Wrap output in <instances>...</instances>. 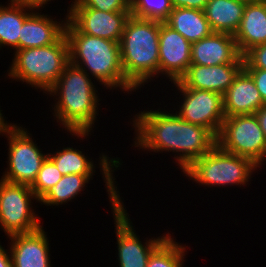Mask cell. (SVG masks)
<instances>
[{"label": "cell", "mask_w": 266, "mask_h": 267, "mask_svg": "<svg viewBox=\"0 0 266 267\" xmlns=\"http://www.w3.org/2000/svg\"><path fill=\"white\" fill-rule=\"evenodd\" d=\"M234 38L241 55L256 45L266 43V4L264 2L246 3L240 27Z\"/></svg>", "instance_id": "d6986e66"}, {"label": "cell", "mask_w": 266, "mask_h": 267, "mask_svg": "<svg viewBox=\"0 0 266 267\" xmlns=\"http://www.w3.org/2000/svg\"><path fill=\"white\" fill-rule=\"evenodd\" d=\"M14 126L4 136L8 138V168L1 177L11 183L31 186L35 181L38 171L48 157L42 153L27 129ZM30 135V136H29Z\"/></svg>", "instance_id": "30bf717a"}, {"label": "cell", "mask_w": 266, "mask_h": 267, "mask_svg": "<svg viewBox=\"0 0 266 267\" xmlns=\"http://www.w3.org/2000/svg\"><path fill=\"white\" fill-rule=\"evenodd\" d=\"M165 23L191 43L213 33L204 11L198 9L173 8Z\"/></svg>", "instance_id": "44dd1931"}, {"label": "cell", "mask_w": 266, "mask_h": 267, "mask_svg": "<svg viewBox=\"0 0 266 267\" xmlns=\"http://www.w3.org/2000/svg\"><path fill=\"white\" fill-rule=\"evenodd\" d=\"M257 166L252 160L223 150L216 144L209 152L193 160L182 172L190 180L210 187L247 185Z\"/></svg>", "instance_id": "52a82bcc"}, {"label": "cell", "mask_w": 266, "mask_h": 267, "mask_svg": "<svg viewBox=\"0 0 266 267\" xmlns=\"http://www.w3.org/2000/svg\"><path fill=\"white\" fill-rule=\"evenodd\" d=\"M170 112L152 109L135 114L132 120L136 134L134 146L149 152L178 153L174 158L183 171L193 160L209 152L217 139L208 129Z\"/></svg>", "instance_id": "6da1fadb"}, {"label": "cell", "mask_w": 266, "mask_h": 267, "mask_svg": "<svg viewBox=\"0 0 266 267\" xmlns=\"http://www.w3.org/2000/svg\"><path fill=\"white\" fill-rule=\"evenodd\" d=\"M119 44L125 79L136 90L159 77V21L131 15Z\"/></svg>", "instance_id": "277c9868"}, {"label": "cell", "mask_w": 266, "mask_h": 267, "mask_svg": "<svg viewBox=\"0 0 266 267\" xmlns=\"http://www.w3.org/2000/svg\"><path fill=\"white\" fill-rule=\"evenodd\" d=\"M0 267H13L10 250L4 249L0 245Z\"/></svg>", "instance_id": "1f68e13d"}, {"label": "cell", "mask_w": 266, "mask_h": 267, "mask_svg": "<svg viewBox=\"0 0 266 267\" xmlns=\"http://www.w3.org/2000/svg\"><path fill=\"white\" fill-rule=\"evenodd\" d=\"M192 43L165 22L159 21V74L175 82L191 64Z\"/></svg>", "instance_id": "4fadbf2b"}, {"label": "cell", "mask_w": 266, "mask_h": 267, "mask_svg": "<svg viewBox=\"0 0 266 267\" xmlns=\"http://www.w3.org/2000/svg\"><path fill=\"white\" fill-rule=\"evenodd\" d=\"M226 117L255 114L263 105L253 78L242 69L223 95Z\"/></svg>", "instance_id": "e0dca14e"}, {"label": "cell", "mask_w": 266, "mask_h": 267, "mask_svg": "<svg viewBox=\"0 0 266 267\" xmlns=\"http://www.w3.org/2000/svg\"><path fill=\"white\" fill-rule=\"evenodd\" d=\"M255 116L257 117L260 127L266 138V104H264L258 111L255 112Z\"/></svg>", "instance_id": "836d02e7"}, {"label": "cell", "mask_w": 266, "mask_h": 267, "mask_svg": "<svg viewBox=\"0 0 266 267\" xmlns=\"http://www.w3.org/2000/svg\"><path fill=\"white\" fill-rule=\"evenodd\" d=\"M254 80L255 85L266 104V70L263 69H244Z\"/></svg>", "instance_id": "f546056e"}, {"label": "cell", "mask_w": 266, "mask_h": 267, "mask_svg": "<svg viewBox=\"0 0 266 267\" xmlns=\"http://www.w3.org/2000/svg\"><path fill=\"white\" fill-rule=\"evenodd\" d=\"M169 236L151 255L147 267H182L186 247Z\"/></svg>", "instance_id": "d4e9b609"}, {"label": "cell", "mask_w": 266, "mask_h": 267, "mask_svg": "<svg viewBox=\"0 0 266 267\" xmlns=\"http://www.w3.org/2000/svg\"><path fill=\"white\" fill-rule=\"evenodd\" d=\"M16 2L22 3L25 6L31 7L35 10H41V8L45 7V4H48L51 0H14ZM44 5V6H43Z\"/></svg>", "instance_id": "d6a6232c"}, {"label": "cell", "mask_w": 266, "mask_h": 267, "mask_svg": "<svg viewBox=\"0 0 266 267\" xmlns=\"http://www.w3.org/2000/svg\"><path fill=\"white\" fill-rule=\"evenodd\" d=\"M71 7H89L105 12L130 11V0H73Z\"/></svg>", "instance_id": "83f0119b"}, {"label": "cell", "mask_w": 266, "mask_h": 267, "mask_svg": "<svg viewBox=\"0 0 266 267\" xmlns=\"http://www.w3.org/2000/svg\"><path fill=\"white\" fill-rule=\"evenodd\" d=\"M9 2L7 6L0 5V48L10 46L16 51L23 22L35 9L14 0Z\"/></svg>", "instance_id": "7402d4cb"}, {"label": "cell", "mask_w": 266, "mask_h": 267, "mask_svg": "<svg viewBox=\"0 0 266 267\" xmlns=\"http://www.w3.org/2000/svg\"><path fill=\"white\" fill-rule=\"evenodd\" d=\"M92 78L69 63L58 81L46 92L56 96L53 116L67 132L77 138L89 136L98 116L99 96ZM58 96V98H57Z\"/></svg>", "instance_id": "7a4b0ae2"}, {"label": "cell", "mask_w": 266, "mask_h": 267, "mask_svg": "<svg viewBox=\"0 0 266 267\" xmlns=\"http://www.w3.org/2000/svg\"><path fill=\"white\" fill-rule=\"evenodd\" d=\"M64 35L68 41L69 63L92 75L106 89L136 91L125 79L119 42L81 33L68 20Z\"/></svg>", "instance_id": "3957f363"}, {"label": "cell", "mask_w": 266, "mask_h": 267, "mask_svg": "<svg viewBox=\"0 0 266 267\" xmlns=\"http://www.w3.org/2000/svg\"><path fill=\"white\" fill-rule=\"evenodd\" d=\"M183 100L175 113L183 120L208 129L216 138L225 119L223 95L201 89L183 87L173 82Z\"/></svg>", "instance_id": "8fae6325"}, {"label": "cell", "mask_w": 266, "mask_h": 267, "mask_svg": "<svg viewBox=\"0 0 266 267\" xmlns=\"http://www.w3.org/2000/svg\"><path fill=\"white\" fill-rule=\"evenodd\" d=\"M246 3L240 0H209L204 13L213 32L235 35Z\"/></svg>", "instance_id": "ffe728a7"}, {"label": "cell", "mask_w": 266, "mask_h": 267, "mask_svg": "<svg viewBox=\"0 0 266 267\" xmlns=\"http://www.w3.org/2000/svg\"><path fill=\"white\" fill-rule=\"evenodd\" d=\"M69 9V10H68ZM67 20L81 33L120 42L130 11L105 12L89 7H68Z\"/></svg>", "instance_id": "7c38bea8"}, {"label": "cell", "mask_w": 266, "mask_h": 267, "mask_svg": "<svg viewBox=\"0 0 266 267\" xmlns=\"http://www.w3.org/2000/svg\"><path fill=\"white\" fill-rule=\"evenodd\" d=\"M43 228L9 236L13 267H51L49 240Z\"/></svg>", "instance_id": "9a60e30c"}, {"label": "cell", "mask_w": 266, "mask_h": 267, "mask_svg": "<svg viewBox=\"0 0 266 267\" xmlns=\"http://www.w3.org/2000/svg\"><path fill=\"white\" fill-rule=\"evenodd\" d=\"M209 0H171L173 8H191L204 11Z\"/></svg>", "instance_id": "4dcf8cb0"}, {"label": "cell", "mask_w": 266, "mask_h": 267, "mask_svg": "<svg viewBox=\"0 0 266 267\" xmlns=\"http://www.w3.org/2000/svg\"><path fill=\"white\" fill-rule=\"evenodd\" d=\"M1 112L2 110H0V134L3 136L17 124L7 123V121H5V118Z\"/></svg>", "instance_id": "e575fe53"}, {"label": "cell", "mask_w": 266, "mask_h": 267, "mask_svg": "<svg viewBox=\"0 0 266 267\" xmlns=\"http://www.w3.org/2000/svg\"><path fill=\"white\" fill-rule=\"evenodd\" d=\"M93 175L68 174L62 176L60 181L38 200L45 206H58L66 204L84 191V187L92 179Z\"/></svg>", "instance_id": "603a6c76"}, {"label": "cell", "mask_w": 266, "mask_h": 267, "mask_svg": "<svg viewBox=\"0 0 266 267\" xmlns=\"http://www.w3.org/2000/svg\"><path fill=\"white\" fill-rule=\"evenodd\" d=\"M8 76L46 93L69 64V47L63 34L54 44L14 51Z\"/></svg>", "instance_id": "8992f818"}, {"label": "cell", "mask_w": 266, "mask_h": 267, "mask_svg": "<svg viewBox=\"0 0 266 267\" xmlns=\"http://www.w3.org/2000/svg\"><path fill=\"white\" fill-rule=\"evenodd\" d=\"M102 155V156H101ZM100 155V171L104 177L105 188H107L111 209L116 227V239L118 248V262L120 267H147L150 255L171 235L169 232L165 236H159L146 240L143 244L140 241L124 204L120 198V193L115 186L113 172L121 167L123 162L118 158H111L102 153ZM115 167V169H113ZM113 169V170H112ZM119 193V194H118Z\"/></svg>", "instance_id": "5b68a950"}, {"label": "cell", "mask_w": 266, "mask_h": 267, "mask_svg": "<svg viewBox=\"0 0 266 267\" xmlns=\"http://www.w3.org/2000/svg\"><path fill=\"white\" fill-rule=\"evenodd\" d=\"M54 153H48V157L54 162L63 176L68 174L94 175L96 166H94L93 160L87 159V156L82 151L67 146V148Z\"/></svg>", "instance_id": "cb8c5ba5"}, {"label": "cell", "mask_w": 266, "mask_h": 267, "mask_svg": "<svg viewBox=\"0 0 266 267\" xmlns=\"http://www.w3.org/2000/svg\"><path fill=\"white\" fill-rule=\"evenodd\" d=\"M216 139L223 150L250 159L259 168L266 160V138L255 114L225 117Z\"/></svg>", "instance_id": "ba28073f"}, {"label": "cell", "mask_w": 266, "mask_h": 267, "mask_svg": "<svg viewBox=\"0 0 266 267\" xmlns=\"http://www.w3.org/2000/svg\"><path fill=\"white\" fill-rule=\"evenodd\" d=\"M243 1L245 3H260V2H264V0H240Z\"/></svg>", "instance_id": "d590c367"}, {"label": "cell", "mask_w": 266, "mask_h": 267, "mask_svg": "<svg viewBox=\"0 0 266 267\" xmlns=\"http://www.w3.org/2000/svg\"><path fill=\"white\" fill-rule=\"evenodd\" d=\"M50 17L34 10L24 20L19 34V50L54 44L64 34L67 15L59 22Z\"/></svg>", "instance_id": "ac0fdd59"}, {"label": "cell", "mask_w": 266, "mask_h": 267, "mask_svg": "<svg viewBox=\"0 0 266 267\" xmlns=\"http://www.w3.org/2000/svg\"><path fill=\"white\" fill-rule=\"evenodd\" d=\"M33 199L38 202L30 186L0 179V226L8 237L43 226L32 208Z\"/></svg>", "instance_id": "9c48e42d"}, {"label": "cell", "mask_w": 266, "mask_h": 267, "mask_svg": "<svg viewBox=\"0 0 266 267\" xmlns=\"http://www.w3.org/2000/svg\"><path fill=\"white\" fill-rule=\"evenodd\" d=\"M243 67V56L236 63L214 66L190 64L178 82L185 88L209 90L224 95Z\"/></svg>", "instance_id": "5bb4252c"}, {"label": "cell", "mask_w": 266, "mask_h": 267, "mask_svg": "<svg viewBox=\"0 0 266 267\" xmlns=\"http://www.w3.org/2000/svg\"><path fill=\"white\" fill-rule=\"evenodd\" d=\"M173 10L171 0H130L131 15L165 22Z\"/></svg>", "instance_id": "484cf974"}, {"label": "cell", "mask_w": 266, "mask_h": 267, "mask_svg": "<svg viewBox=\"0 0 266 267\" xmlns=\"http://www.w3.org/2000/svg\"><path fill=\"white\" fill-rule=\"evenodd\" d=\"M242 56L244 60L243 69L266 70V43L252 47Z\"/></svg>", "instance_id": "f1b7e54d"}, {"label": "cell", "mask_w": 266, "mask_h": 267, "mask_svg": "<svg viewBox=\"0 0 266 267\" xmlns=\"http://www.w3.org/2000/svg\"><path fill=\"white\" fill-rule=\"evenodd\" d=\"M62 176L63 175L58 170L54 162L47 157L30 188L39 200L49 190V188L53 187L60 181Z\"/></svg>", "instance_id": "4316f807"}, {"label": "cell", "mask_w": 266, "mask_h": 267, "mask_svg": "<svg viewBox=\"0 0 266 267\" xmlns=\"http://www.w3.org/2000/svg\"><path fill=\"white\" fill-rule=\"evenodd\" d=\"M241 57L234 35L228 33L213 32L192 43L191 64L214 66L236 63Z\"/></svg>", "instance_id": "2e32d148"}]
</instances>
